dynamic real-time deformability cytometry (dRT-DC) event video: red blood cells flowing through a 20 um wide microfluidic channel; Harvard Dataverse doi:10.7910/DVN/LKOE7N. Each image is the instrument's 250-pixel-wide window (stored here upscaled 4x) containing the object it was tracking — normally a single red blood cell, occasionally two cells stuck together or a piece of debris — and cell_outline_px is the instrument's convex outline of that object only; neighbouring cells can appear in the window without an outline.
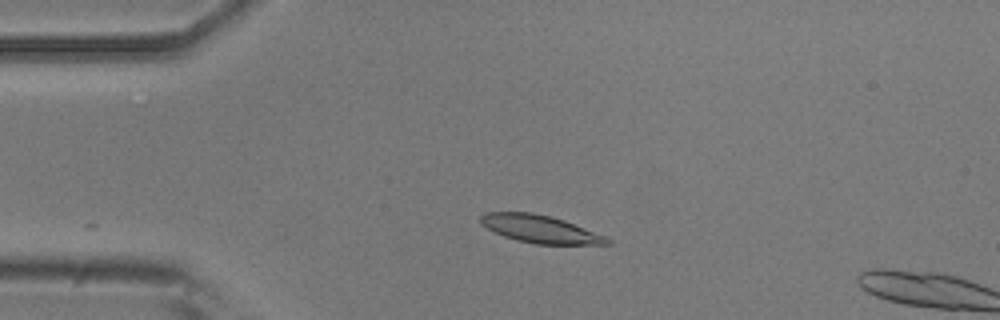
{"species": "common noctule bat (a hibernating species)", "species_latin": "Nyctalus noctula", "temperature_condition": "room temperature", "stored_images_in_passage": 3, "camera_frame_rate_fps": 3000, "um_per_image_px": 0.085, "animal": {"sex": "male", "body_mass_g": 20.5, "forearm_length_mm": 52.5}, "frame": {"image": 1, "passage_image": 1, "time_ms": 0.0, "image_size_px": [1000, 320], "cell_outline_px": [[612, 244], [536, 244], [516, 240], [504, 236], [480, 224], [480, 216], [484, 212], [532, 212], [552, 216], [564, 220], [604, 236], [612, 240]], "centroid_in_image_um": [45.88, 19.46], "position_along_channel_um": 39.1, "area_um2": 20.29}}